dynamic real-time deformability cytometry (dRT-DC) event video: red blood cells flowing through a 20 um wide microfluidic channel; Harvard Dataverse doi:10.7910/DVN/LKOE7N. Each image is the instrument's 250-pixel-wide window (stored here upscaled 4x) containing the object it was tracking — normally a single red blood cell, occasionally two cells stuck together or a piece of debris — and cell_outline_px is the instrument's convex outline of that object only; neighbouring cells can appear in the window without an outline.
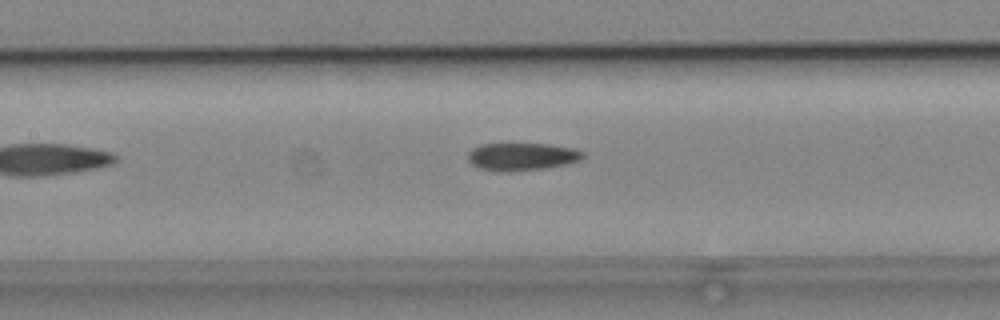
{"species": "common noctule bat (a hibernating species)", "species_latin": "Nyctalus noctula", "temperature_condition": "cold", "stored_images_in_passage": 27, "camera_frame_rate_fps": 3000, "um_per_image_px": 0.085, "animal": {"sex": "male", "body_mass_g": 19.2, "forearm_length_mm": 51.8}, "frame": {"image": 1, "passage_image": 8, "time_ms": 2.333, "image_size_px": [1000, 320], "cell_outline_px": [[584, 156], [580, 160], [568, 164], [544, 168], [512, 172], [496, 172], [480, 168], [472, 164], [468, 160], [468, 152], [472, 148], [480, 144], [552, 144], [576, 148], [584, 152]], "centroid_in_image_um": [44.37, 13.31], "position_along_channel_um": 163.0, "area_um2": 18.84}}
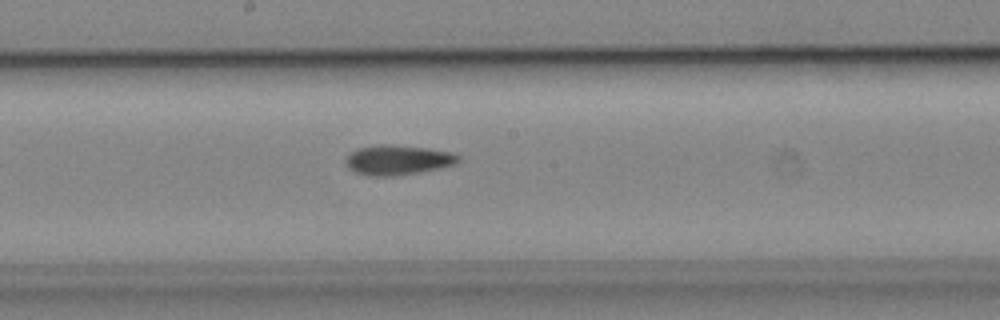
{"frame": {"image": 2, "passage_image": 12, "time_ms": 3.667, "image_size_px": [1000, 320], "cell_outline_px": [[460, 160], [456, 164], [440, 168], [392, 176], [368, 176], [356, 172], [348, 168], [344, 164], [344, 160], [356, 148], [380, 144], [388, 144], [428, 148], [452, 152], [460, 156]], "centroid_in_image_um": [33.8, 13.59], "position_along_channel_um": 214.4, "area_um2": 19.65}}
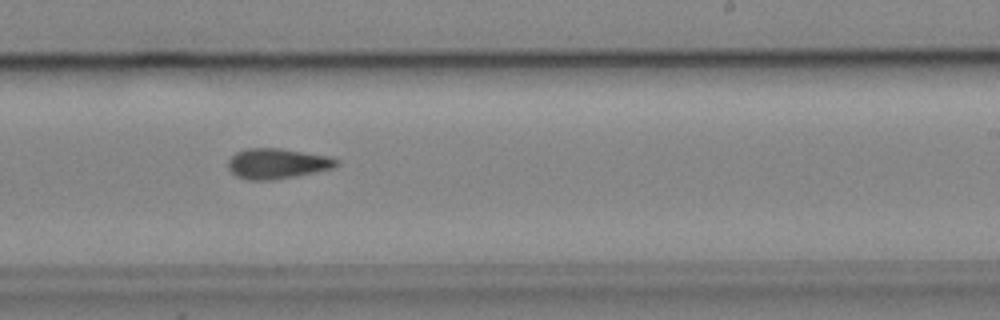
{"frame": {"image": 3, "passage_image": 16, "time_ms": 5.0, "image_size_px": [1000, 320], "cell_outline_px": [[340, 164], [332, 168], [316, 172], [272, 180], [248, 180], [236, 176], [228, 168], [228, 160], [236, 152], [248, 148], [280, 148], [328, 156], [340, 160]], "centroid_in_image_um": [23.56, 13.9], "position_along_channel_um": 265.4, "area_um2": 19.13}}